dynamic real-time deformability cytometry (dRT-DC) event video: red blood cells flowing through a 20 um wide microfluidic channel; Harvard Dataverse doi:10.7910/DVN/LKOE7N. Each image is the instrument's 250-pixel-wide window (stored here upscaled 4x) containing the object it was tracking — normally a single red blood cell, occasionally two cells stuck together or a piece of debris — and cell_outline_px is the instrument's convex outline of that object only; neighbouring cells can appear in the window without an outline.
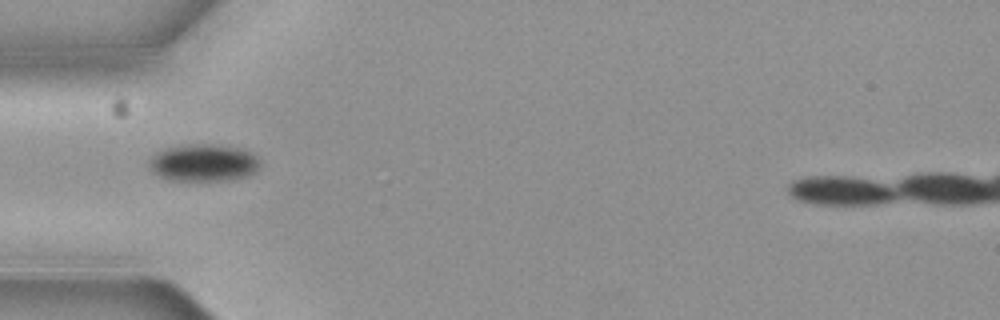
{"species": "common noctule bat (a hibernating species)", "species_latin": "Nyctalus noctula", "temperature_condition": "cold", "stored_images_in_passage": 2, "camera_frame_rate_fps": 3000, "um_per_image_px": 0.085, "animal": {"sex": "female", "body_mass_g": 19.3, "forearm_length_mm": 54.1}, "frame": {"image": 1, "passage_image": 1, "time_ms": 0.0, "image_size_px": [1000, 320], "cell_outline_px": [[260, 164], [252, 172], [244, 176], [228, 180], [172, 180], [160, 176], [152, 172], [148, 164], [148, 160], [156, 152], [180, 144], [220, 144], [240, 148], [252, 152], [260, 160]], "centroid_in_image_um": [17.27, 13.81], "position_along_channel_um": 67.7, "area_um2": 24.1}}
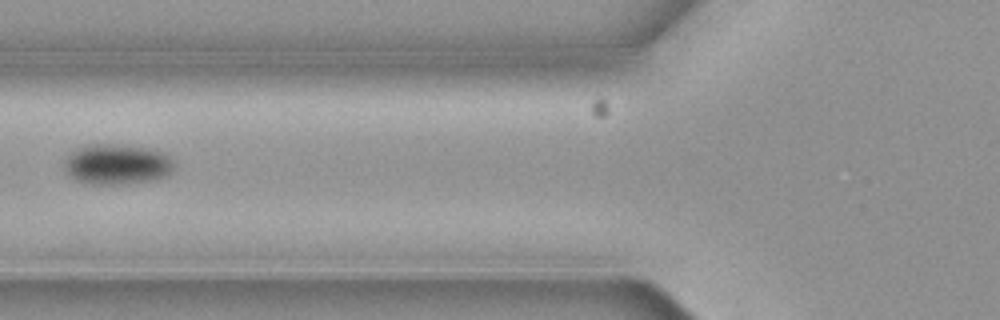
{"frame": {"image": 2, "passage_image": 2, "time_ms": 0.333, "image_size_px": [1000, 320], "cell_outline_px": [[172, 172], [156, 180], [128, 184], [88, 184], [76, 180], [64, 168], [64, 160], [76, 148], [92, 144], [116, 144], [144, 148], [160, 152], [168, 156], [172, 160]], "centroid_in_image_um": [9.92, 13.98], "position_along_channel_um": 115.9, "area_um2": 25.66}}